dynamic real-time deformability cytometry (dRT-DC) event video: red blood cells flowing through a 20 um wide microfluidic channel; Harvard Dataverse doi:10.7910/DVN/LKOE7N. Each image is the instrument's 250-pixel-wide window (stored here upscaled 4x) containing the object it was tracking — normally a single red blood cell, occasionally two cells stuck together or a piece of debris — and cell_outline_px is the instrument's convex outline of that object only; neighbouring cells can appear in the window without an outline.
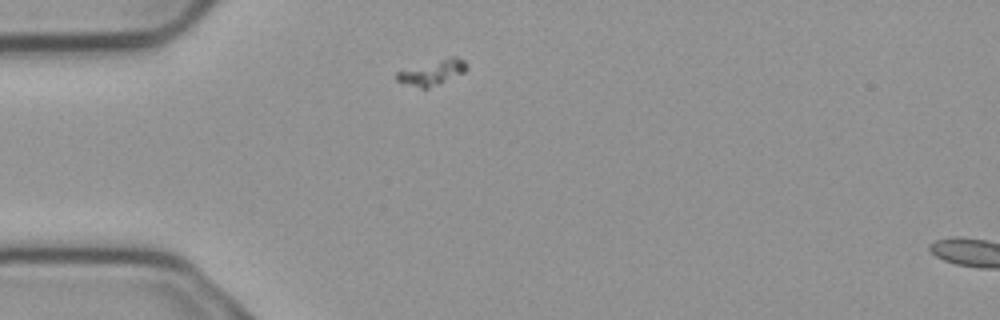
{"species": "common noctule bat (a hibernating species)", "species_latin": "Nyctalus noctula", "temperature_condition": "cold", "stored_images_in_passage": 2, "camera_frame_rate_fps": 3000, "um_per_image_px": 0.085, "animal": {"sex": "male", "body_mass_g": 23.1, "forearm_length_mm": 52.7}, "frame": {"image": 1, "passage_image": 1, "time_ms": 0.0, "image_size_px": [1000, 320], "cell_outline_px": [[468, 68], [464, 72], [440, 84], [428, 88], [420, 88], [396, 80], [396, 72], [448, 56], [456, 56], [464, 60], [468, 64]], "centroid_in_image_um": [36.79, 6.14], "position_along_channel_um": 48.2, "area_um2": 10.23}}